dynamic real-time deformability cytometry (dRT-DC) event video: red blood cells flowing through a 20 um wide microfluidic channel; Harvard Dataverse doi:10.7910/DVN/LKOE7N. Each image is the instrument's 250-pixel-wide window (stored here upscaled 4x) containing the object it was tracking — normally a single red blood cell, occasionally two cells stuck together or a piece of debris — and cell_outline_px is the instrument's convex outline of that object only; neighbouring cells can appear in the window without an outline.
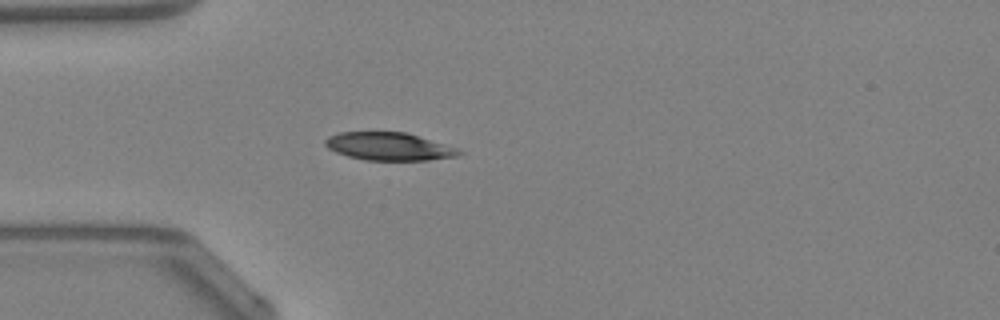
{"species": "Egyptian fruit bat (a non-hibernating species)", "species_latin": "Rousettus aegyptiacus", "temperature_condition": "warm", "stored_images_in_passage": 35, "camera_frame_rate_fps": 3000, "um_per_image_px": 0.085, "animal": {"sex": "female"}, "frame": {"image": 1, "passage_image": 1, "time_ms": 0.0, "image_size_px": [1000, 320], "cell_outline_px": [[464, 152], [456, 156], [428, 160], [368, 160], [348, 156], [336, 152], [328, 148], [324, 144], [324, 140], [328, 136], [340, 132], [408, 132], [460, 148]], "centroid_in_image_um": [33.1, 12.44], "position_along_channel_um": 51.9, "area_um2": 21.91}}
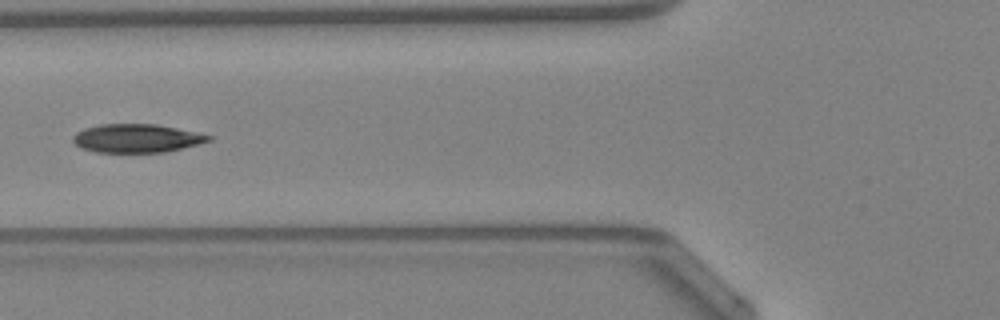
{"frame": {"image": 2, "passage_image": 6, "time_ms": 1.667, "image_size_px": [1000, 320], "cell_outline_px": [[212, 140], [164, 152], [96, 152], [84, 148], [76, 144], [72, 140], [72, 136], [76, 132], [84, 128], [100, 124], [156, 124], [196, 132], [212, 136]], "centroid_in_image_um": [11.58, 11.74], "position_along_channel_um": 114.2, "area_um2": 22.25}, "authors_computed_cell_mechanics": {"area_um2": 22.7732, "velocity_mm_per_s": 4.2847, "shape_relaxation_time_tau1_ms": 4.4453, "shape_relaxation_time_tau2_ms": null, "deformation_change_tau1": 0.1344, "deformation_change_tau2": null}}